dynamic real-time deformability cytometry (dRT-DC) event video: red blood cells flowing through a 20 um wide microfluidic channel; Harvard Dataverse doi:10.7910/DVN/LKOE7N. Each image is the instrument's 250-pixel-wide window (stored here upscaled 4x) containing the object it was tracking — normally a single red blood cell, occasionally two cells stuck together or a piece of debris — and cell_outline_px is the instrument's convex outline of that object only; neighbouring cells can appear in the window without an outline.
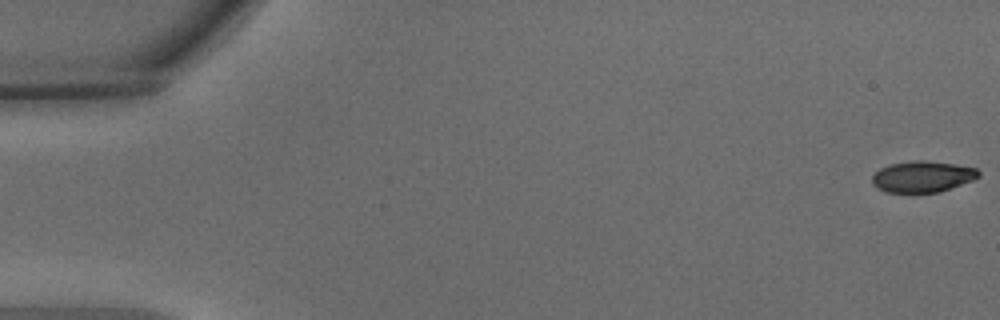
{"species": "common noctule bat (a hibernating species)", "species_latin": "Nyctalus noctula", "temperature_condition": "warm", "stored_images_in_passage": 56, "camera_frame_rate_fps": 3000, "um_per_image_px": 0.085, "animal": {"sex": "male", "body_mass_g": 15.6}, "frame": {"image": 1, "passage_image": 1, "time_ms": 0.0, "image_size_px": [1000, 320], "cell_outline_px": [[980, 176], [972, 180], [940, 192], [912, 196], [884, 192], [876, 188], [872, 184], [872, 176], [880, 168], [888, 164], [912, 160], [924, 160], [956, 164], [976, 168], [980, 172]], "centroid_in_image_um": [78.35, 15.06], "position_along_channel_um": 6.7, "area_um2": 20.29}}
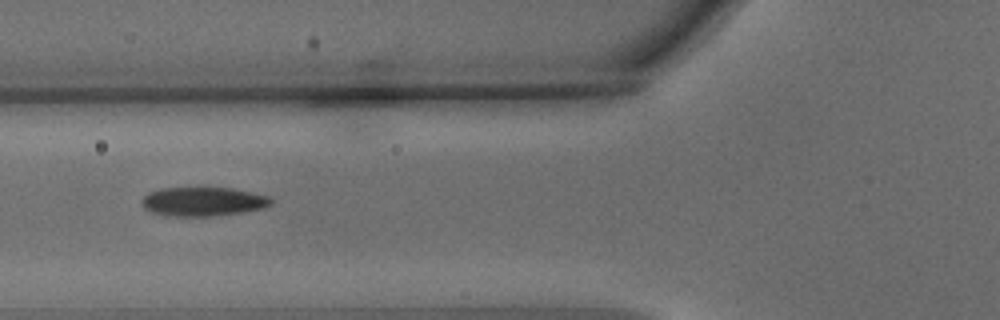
{"frame": {"image": 2, "passage_image": 22, "time_ms": 7.0, "image_size_px": [1000, 320], "cell_outline_px": [[272, 204], [264, 208], [240, 212], [212, 216], [172, 216], [152, 212], [144, 208], [140, 200], [148, 192], [160, 188], [232, 188], [252, 192], [268, 196], [272, 200]], "centroid_in_image_um": [17.24, 17.13], "position_along_channel_um": 108.6, "area_um2": 21.79}}
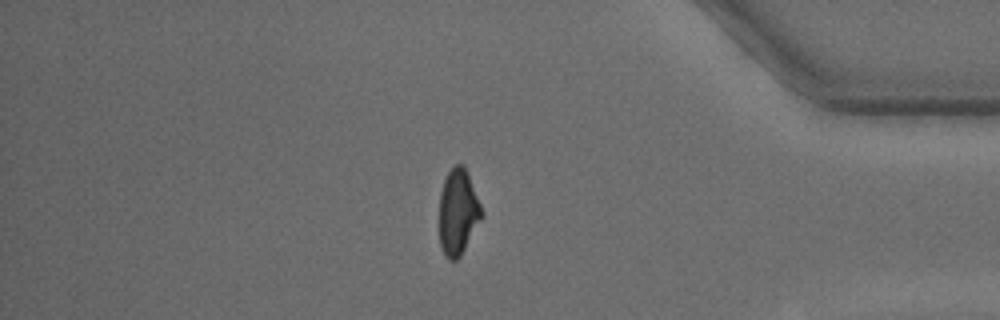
{"frame": {"image": 3, "passage_image": 48, "time_ms": 15.667, "image_size_px": [1000, 320], "cell_outline_px": [[484, 212], [480, 220], [460, 256], [456, 260], [448, 260], [444, 256], [440, 244], [440, 192], [444, 180], [448, 172], [456, 164], [464, 164], [468, 172]], "centroid_in_image_um": [38.93, 18.0], "position_along_channel_um": 396.3, "area_um2": 21.1}, "authors_computed_cell_mechanics": {"area_um2": 21.7906, "velocity_mm_per_s": 3.6515, "shape_relaxation_time_tau1_ms": 3.4449, "shape_relaxation_time_tau2_ms": 1.3822, "deformation_change_tau1": 0.1605, "deformation_change_tau2": 0.063}}